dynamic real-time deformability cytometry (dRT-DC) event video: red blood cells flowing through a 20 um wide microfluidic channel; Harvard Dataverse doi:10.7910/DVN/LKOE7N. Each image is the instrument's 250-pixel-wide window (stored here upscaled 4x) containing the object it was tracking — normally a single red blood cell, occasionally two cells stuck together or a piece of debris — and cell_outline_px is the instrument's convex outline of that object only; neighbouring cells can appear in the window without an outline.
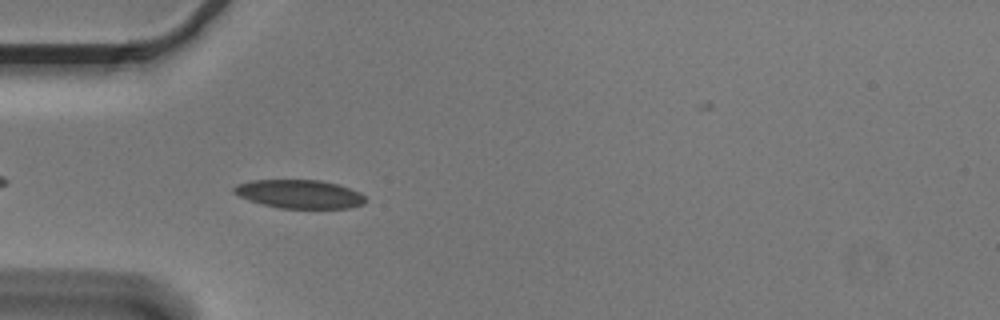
{"species": "Egyptian fruit bat (a non-hibernating species)", "species_latin": "Rousettus aegyptiacus", "temperature_condition": "cold", "stored_images_in_passage": 42, "camera_frame_rate_fps": 3000, "um_per_image_px": 0.085, "animal": {"sex": "male"}, "frame": {"image": 1, "passage_image": 4, "time_ms": 1.0, "image_size_px": [1000, 320], "cell_outline_px": [[368, 200], [364, 204], [352, 208], [280, 208], [264, 204], [240, 196], [232, 192], [232, 188], [236, 184], [252, 180], [320, 180], [336, 184], [360, 192]], "centroid_in_image_um": [25.48, 16.49], "position_along_channel_um": 59.5, "area_um2": 21.79}}
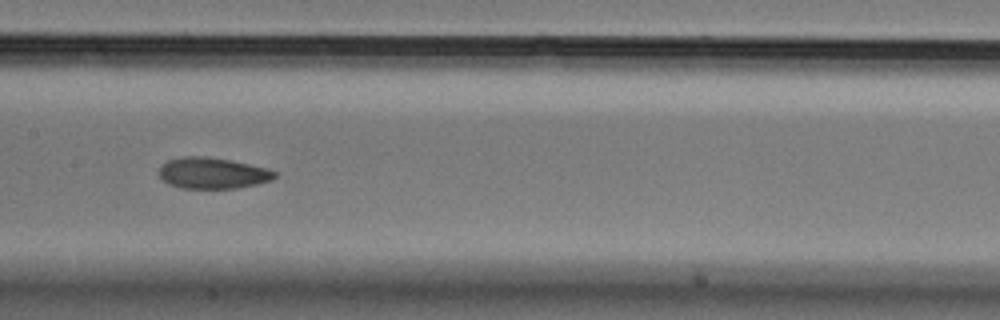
{"frame": {"image": 2, "passage_image": 15, "time_ms": 4.667, "image_size_px": [1000, 320], "cell_outline_px": [[276, 176], [272, 180], [256, 184], [236, 188], [180, 188], [168, 184], [160, 176], [160, 168], [168, 160], [180, 156], [204, 156], [232, 160], [268, 168], [276, 172]], "centroid_in_image_um": [18.08, 14.71], "position_along_channel_um": 189.3, "area_um2": 20.98}}
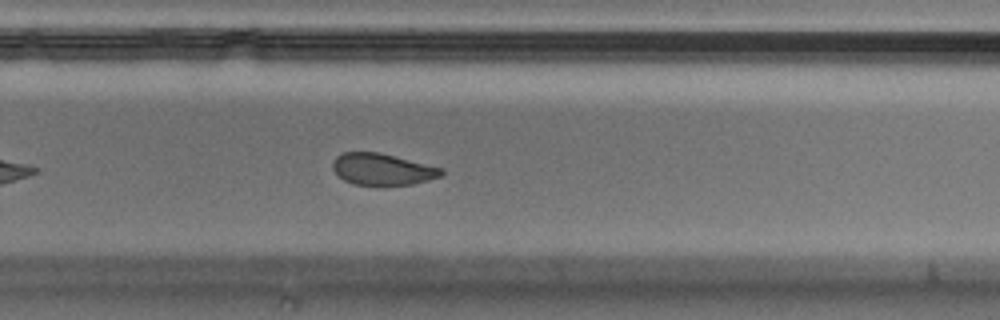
{"frame": {"image": 3, "passage_image": 24, "time_ms": 7.667, "image_size_px": [1000, 320], "cell_outline_px": [[444, 172], [440, 176], [428, 180], [412, 184], [384, 188], [380, 188], [356, 184], [344, 180], [332, 168], [332, 164], [336, 156], [344, 152], [380, 152], [444, 168]], "centroid_in_image_um": [32.52, 14.42], "position_along_channel_um": 297.3, "area_um2": 20.63}, "authors_computed_cell_mechanics": {"area_um2": 21.7906, "velocity_mm_per_s": 3.6176, "shape_relaxation_time_tau1_ms": 4.7212, "shape_relaxation_time_tau2_ms": 2.4739, "deformation_change_tau1": 0.1135, "deformation_change_tau2": 0.0721}}